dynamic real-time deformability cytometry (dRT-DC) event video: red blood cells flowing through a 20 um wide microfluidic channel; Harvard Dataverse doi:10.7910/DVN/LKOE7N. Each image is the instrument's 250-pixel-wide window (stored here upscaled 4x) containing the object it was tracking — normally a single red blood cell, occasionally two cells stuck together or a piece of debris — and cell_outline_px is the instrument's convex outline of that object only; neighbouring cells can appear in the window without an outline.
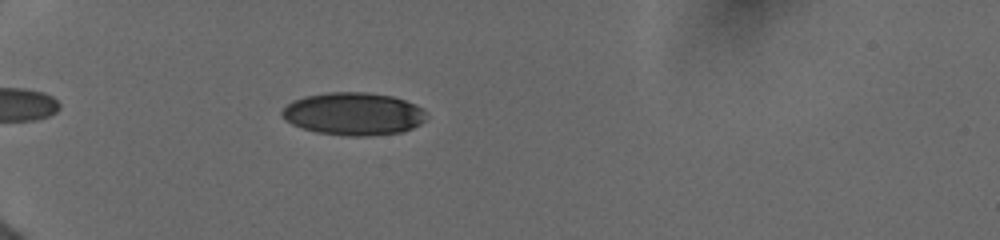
{"species": "human", "species_latin": "Homo sapiens", "temperature_condition": "cold", "stored_images_in_passage": 27, "camera_frame_rate_fps": 3000, "um_per_image_px": 0.085, "donor": {"sex": "female"}, "frame": {"image": 1, "passage_image": 6, "time_ms": 2.333, "image_size_px": [1000, 240], "cell_outline_px": [[424, 120], [420, 124], [404, 132], [364, 136], [352, 136], [316, 132], [292, 124], [284, 120], [280, 112], [292, 100], [304, 96], [328, 92], [368, 92], [392, 96], [416, 104], [424, 108]], "centroid_in_image_um": [30.04, 9.67], "position_along_channel_um": 55.0, "area_um2": 35.95}}
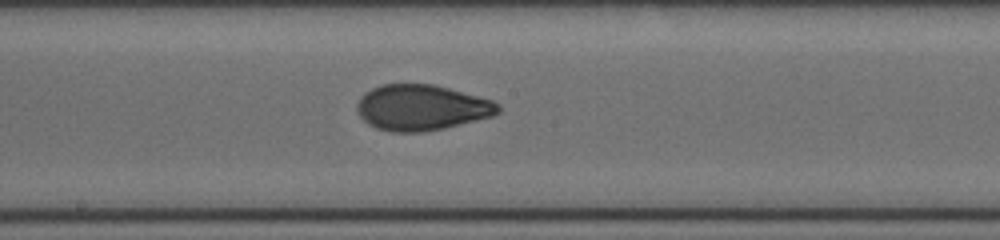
{"frame": {"image": 2, "passage_image": 17, "time_ms": 7.0, "image_size_px": [1000, 240], "cell_outline_px": [[500, 112], [492, 116], [444, 128], [424, 132], [392, 132], [376, 128], [368, 124], [356, 112], [356, 104], [360, 96], [364, 92], [380, 84], [432, 84], [448, 88], [492, 100], [500, 104]], "centroid_in_image_um": [35.79, 9.14], "position_along_channel_um": 212.4, "area_um2": 37.69}}
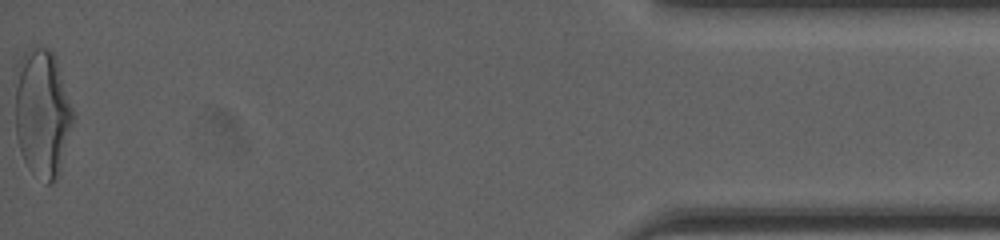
{"frame": {"image": 3, "passage_image": 27, "time_ms": 14.333, "image_size_px": [1000, 240], "cell_outline_px": [[76, 116], [60, 172], [56, 180], [48, 184], [32, 172], [28, 168], [20, 152], [16, 136], [12, 80], [20, 56], [32, 44], [48, 48], [56, 56]], "centroid_in_image_um": [3.57, 9.54], "position_along_channel_um": 431.6, "area_um2": 45.26}, "authors_computed_cell_mechanics": {"area_um2": 37.1076, "velocity_mm_per_s": 3.98, "shape_relaxation_time_tau1_ms": 4.3944, "shape_relaxation_time_tau2_ms": 0.922, "deformation_change_tau1": 0.1669, "deformation_change_tau2": 0.0616}}